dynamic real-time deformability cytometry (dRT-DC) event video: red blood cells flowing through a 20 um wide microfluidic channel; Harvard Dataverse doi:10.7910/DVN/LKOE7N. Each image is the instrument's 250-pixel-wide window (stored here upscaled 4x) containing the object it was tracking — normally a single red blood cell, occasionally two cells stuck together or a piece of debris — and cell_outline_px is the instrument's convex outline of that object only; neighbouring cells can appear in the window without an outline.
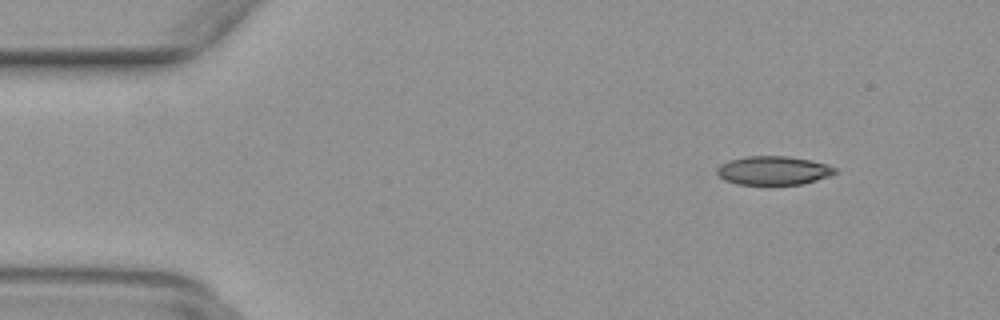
{"species": "common noctule bat (a hibernating species)", "species_latin": "Nyctalus noctula", "temperature_condition": "warm", "stored_images_in_passage": 48, "camera_frame_rate_fps": 3000, "um_per_image_px": 0.085, "animal": {"sex": "female", "body_mass_g": 29.2, "forearm_length_mm": 56.3}, "frame": {"image": 1, "passage_image": 4, "time_ms": 1.0, "image_size_px": [1000, 320], "cell_outline_px": [[836, 172], [828, 176], [816, 180], [800, 184], [736, 184], [724, 180], [716, 172], [716, 168], [720, 164], [728, 160], [748, 156], [788, 156], [828, 164], [836, 168]], "centroid_in_image_um": [65.7, 14.48], "position_along_channel_um": 19.3, "area_um2": 19.65}}
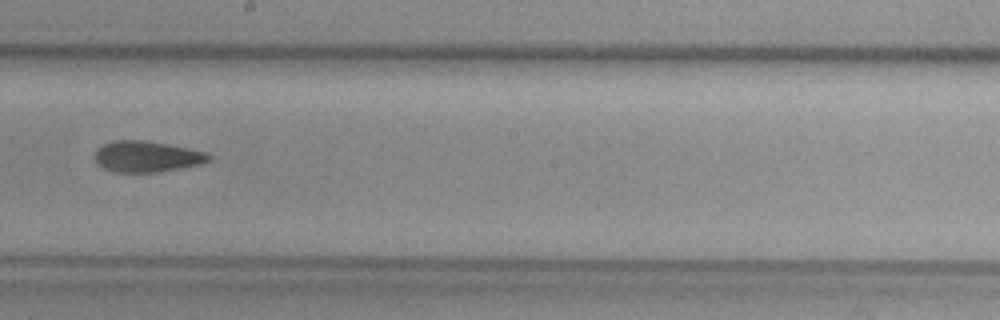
{"frame": {"image": 2, "passage_image": 26, "time_ms": 8.333, "image_size_px": [1000, 320], "cell_outline_px": [[212, 160], [200, 164], [160, 172], [116, 172], [104, 168], [96, 164], [96, 148], [112, 140], [144, 140], [208, 152], [212, 156]], "centroid_in_image_um": [12.49, 13.31], "position_along_channel_um": 235.7, "area_um2": 20.63}}
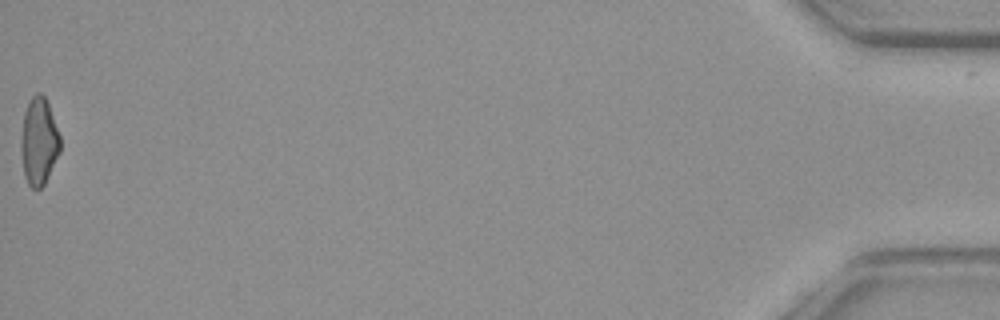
{"frame": {"image": 3, "passage_image": 48, "time_ms": 15.667, "image_size_px": [1000, 320], "cell_outline_px": [[60, 152], [44, 184], [40, 188], [32, 188], [28, 184], [24, 176], [20, 148], [20, 144], [24, 112], [32, 96], [36, 92], [40, 92], [44, 96], [48, 104], [60, 136]], "centroid_in_image_um": [3.29, 12.02], "position_along_channel_um": 431.9, "area_um2": 19.83}}